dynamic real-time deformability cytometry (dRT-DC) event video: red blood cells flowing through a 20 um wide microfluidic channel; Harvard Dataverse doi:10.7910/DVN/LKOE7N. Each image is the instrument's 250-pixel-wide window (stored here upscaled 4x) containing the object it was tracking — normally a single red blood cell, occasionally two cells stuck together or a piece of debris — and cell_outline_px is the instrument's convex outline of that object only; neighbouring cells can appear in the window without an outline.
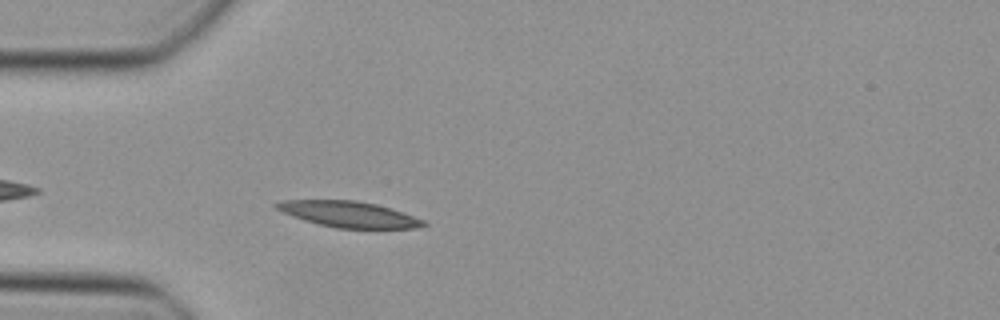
{"species": "Egyptian fruit bat (a non-hibernating species)", "species_latin": "Rousettus aegyptiacus", "temperature_condition": "cold", "stored_images_in_passage": 37, "camera_frame_rate_fps": 3000, "um_per_image_px": 0.085, "animal": {"sex": "female"}, "frame": {"image": 1, "passage_image": 3, "time_ms": 0.667, "image_size_px": [1000, 320], "cell_outline_px": [[428, 224], [416, 228], [336, 228], [304, 220], [284, 212], [276, 208], [272, 204], [280, 200], [356, 200], [376, 204], [424, 220]], "centroid_in_image_um": [29.61, 18.2], "position_along_channel_um": 55.4, "area_um2": 21.85}}
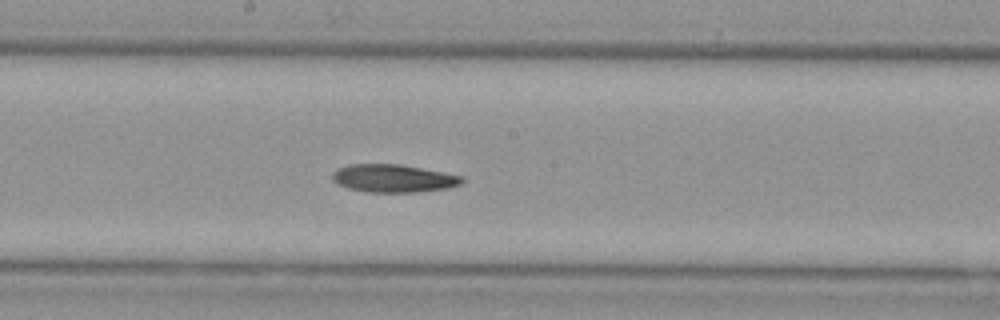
{"frame": {"image": 2, "passage_image": 15, "time_ms": 4.667, "image_size_px": [1000, 320], "cell_outline_px": [[464, 180], [460, 184], [448, 188], [416, 192], [368, 192], [348, 188], [332, 180], [332, 172], [336, 168], [348, 164], [400, 164], [444, 172], [460, 176]], "centroid_in_image_um": [33.4, 15.15], "position_along_channel_um": 214.8, "area_um2": 21.04}}
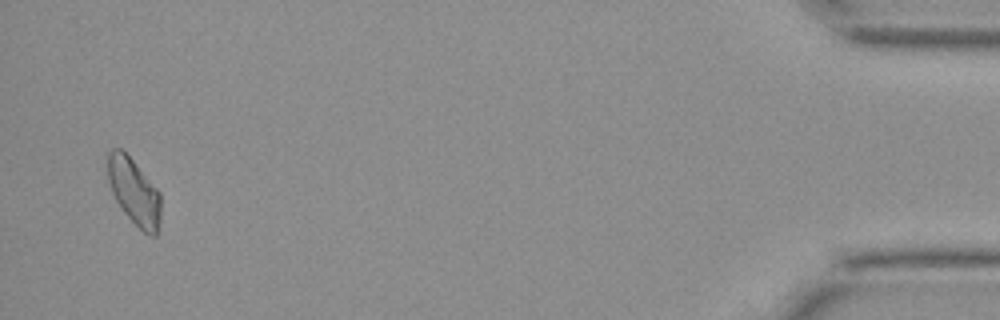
{"frame": {"image": 3, "passage_image": 36, "time_ms": 11.667, "image_size_px": [1000, 320], "cell_outline_px": [[160, 220], [156, 236], [148, 236], [124, 212], [116, 200], [112, 192], [108, 180], [108, 152], [112, 148], [120, 148], [132, 160], [160, 192]], "centroid_in_image_um": [11.4, 16.3], "position_along_channel_um": 423.8, "area_um2": 20.17}}